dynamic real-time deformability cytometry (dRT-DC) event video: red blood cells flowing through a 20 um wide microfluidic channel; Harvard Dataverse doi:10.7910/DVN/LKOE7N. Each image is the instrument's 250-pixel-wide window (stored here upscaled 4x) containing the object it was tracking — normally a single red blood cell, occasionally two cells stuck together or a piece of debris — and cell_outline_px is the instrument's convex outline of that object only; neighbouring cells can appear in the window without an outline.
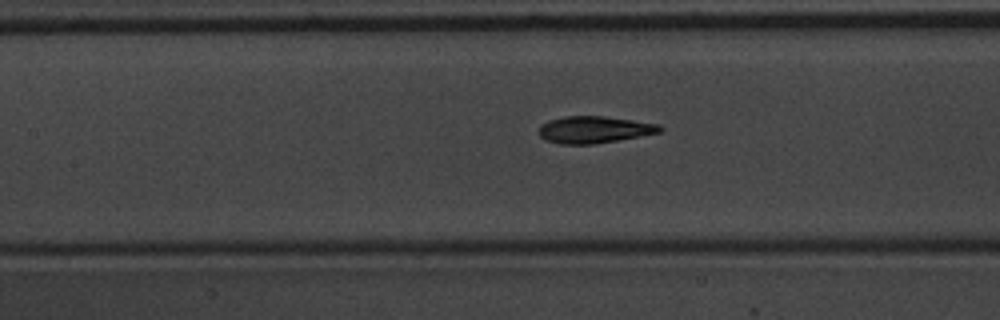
{"species": "common noctule bat (a hibernating species)", "species_latin": "Nyctalus noctula", "temperature_condition": "warm", "stored_images_in_passage": 45, "camera_frame_rate_fps": 3000, "um_per_image_px": 0.085, "animal": {"sex": "male", "body_mass_g": 20.1, "forearm_length_mm": 53.5}, "frame": {"image": 1, "passage_image": 26, "time_ms": 8.333, "image_size_px": [1000, 320], "cell_outline_px": [[664, 128], [660, 132], [640, 136], [592, 144], [560, 144], [544, 140], [540, 136], [540, 124], [564, 116], [604, 116], [660, 124]], "centroid_in_image_um": [50.51, 11.02], "position_along_channel_um": 156.9, "area_um2": 18.84}}